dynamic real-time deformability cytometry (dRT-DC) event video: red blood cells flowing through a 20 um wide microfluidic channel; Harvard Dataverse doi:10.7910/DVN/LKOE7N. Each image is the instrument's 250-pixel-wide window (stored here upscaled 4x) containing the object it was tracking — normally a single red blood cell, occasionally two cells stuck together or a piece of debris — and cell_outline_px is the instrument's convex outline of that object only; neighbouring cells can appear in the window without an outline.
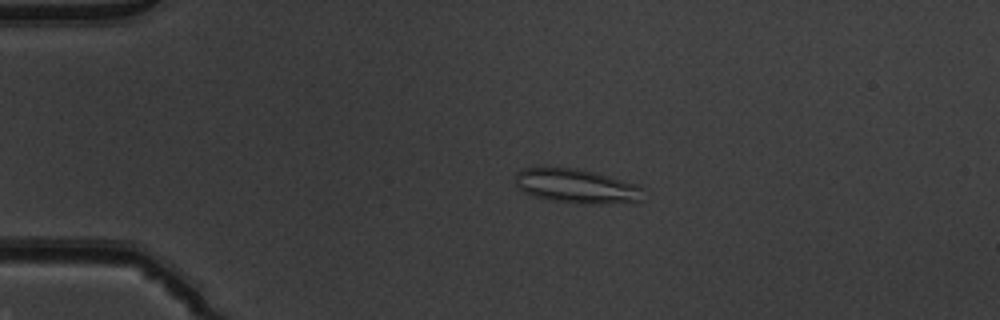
{"species": "common noctule bat (a hibernating species)", "species_latin": "Nyctalus noctula", "temperature_condition": "warm", "stored_images_in_passage": 28, "camera_frame_rate_fps": 3000, "um_per_image_px": 0.085, "animal": {"sex": "male", "body_mass_g": 19.5, "forearm_length_mm": 54.6}, "frame": {"image": 1, "passage_image": 11, "time_ms": 3.333, "image_size_px": [1000, 320], "cell_outline_px": [[640, 200], [600, 204], [580, 204], [552, 200], [532, 196], [524, 192], [516, 184], [516, 172], [524, 168], [576, 168], [608, 176], [636, 184], [640, 188]], "centroid_in_image_um": [48.93, 15.82], "position_along_channel_um": 36.1, "area_um2": 24.91}}
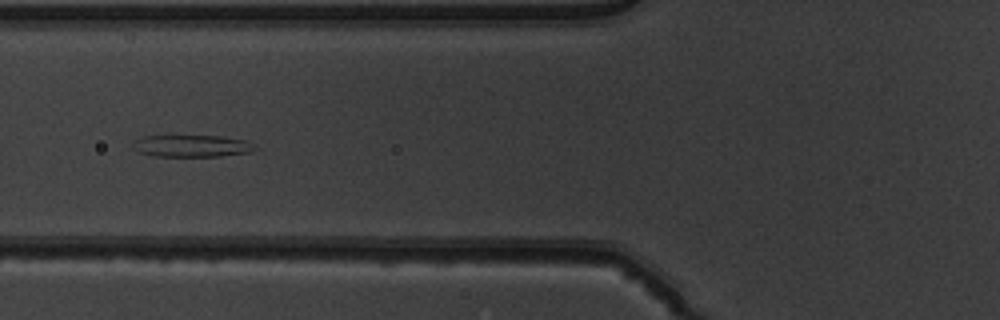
{"frame": {"image": 2, "passage_image": 20, "time_ms": 6.333, "image_size_px": [1000, 320], "cell_outline_px": [[260, 148], [252, 152], [220, 156], [152, 156], [136, 152], [132, 148], [132, 144], [136, 140], [144, 136], [168, 132], [172, 132], [220, 136], [248, 140]], "centroid_in_image_um": [16.26, 12.34], "position_along_channel_um": 109.5, "area_um2": 17.05}}
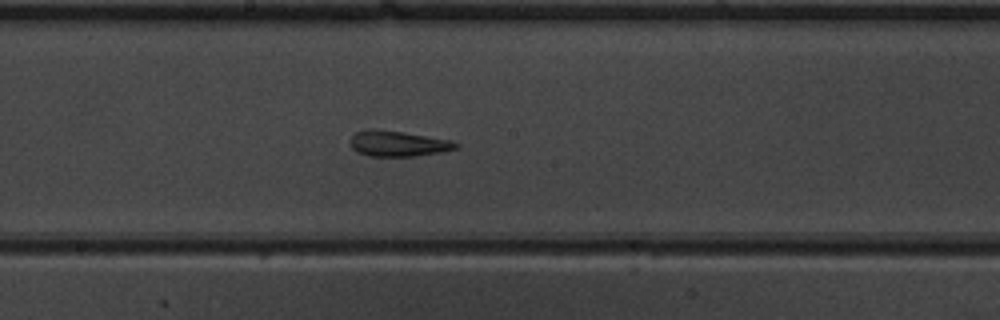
{"frame": {"image": 3, "passage_image": 28, "time_ms": 9.0, "image_size_px": [1000, 320], "cell_outline_px": [[460, 144], [456, 148], [440, 152], [416, 156], [368, 156], [356, 152], [352, 148], [348, 140], [356, 132], [368, 128], [372, 128], [404, 132], [452, 140]], "centroid_in_image_um": [33.78, 12.2], "position_along_channel_um": 214.4, "area_um2": 15.95}}